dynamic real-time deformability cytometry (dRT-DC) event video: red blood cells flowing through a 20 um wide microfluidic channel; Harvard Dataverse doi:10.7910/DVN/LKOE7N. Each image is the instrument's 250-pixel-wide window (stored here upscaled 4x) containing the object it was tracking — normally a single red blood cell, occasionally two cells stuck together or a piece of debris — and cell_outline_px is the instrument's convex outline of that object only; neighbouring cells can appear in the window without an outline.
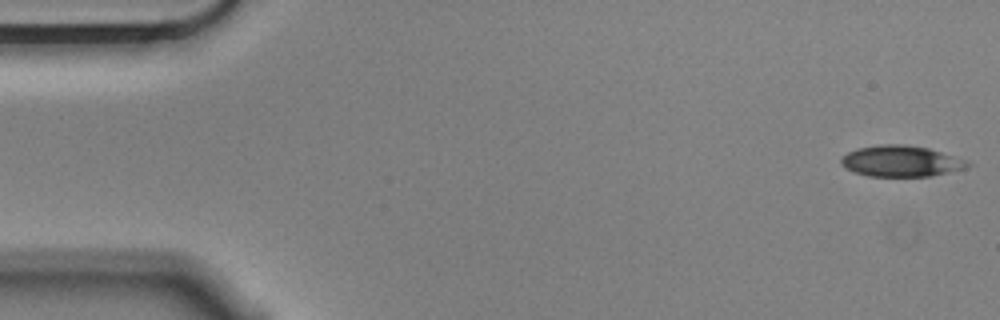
{"species": "Egyptian fruit bat (a non-hibernating species)", "species_latin": "Rousettus aegyptiacus", "temperature_condition": "cold", "stored_images_in_passage": 55, "camera_frame_rate_fps": 3000, "um_per_image_px": 0.085, "animal": {"sex": "male"}, "frame": {"image": 1, "passage_image": 1, "time_ms": 0.0, "image_size_px": [1000, 320], "cell_outline_px": [[972, 164], [964, 168], [932, 176], [868, 176], [844, 168], [840, 164], [840, 160], [848, 152], [856, 148], [884, 144], [904, 144], [928, 148], [968, 160]], "centroid_in_image_um": [76.58, 13.69], "position_along_channel_um": 8.4, "area_um2": 22.83}}
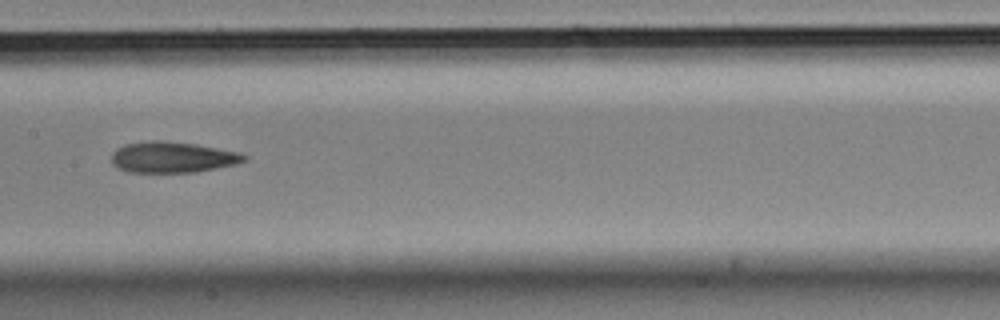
{"frame": {"image": 2, "passage_image": 27, "time_ms": 8.667, "image_size_px": [1000, 320], "cell_outline_px": [[248, 160], [236, 164], [196, 172], [128, 172], [112, 164], [112, 152], [116, 148], [124, 144], [152, 140], [168, 140], [196, 144], [240, 152], [248, 156]], "centroid_in_image_um": [14.68, 13.35], "position_along_channel_um": 192.7, "area_um2": 24.16}}
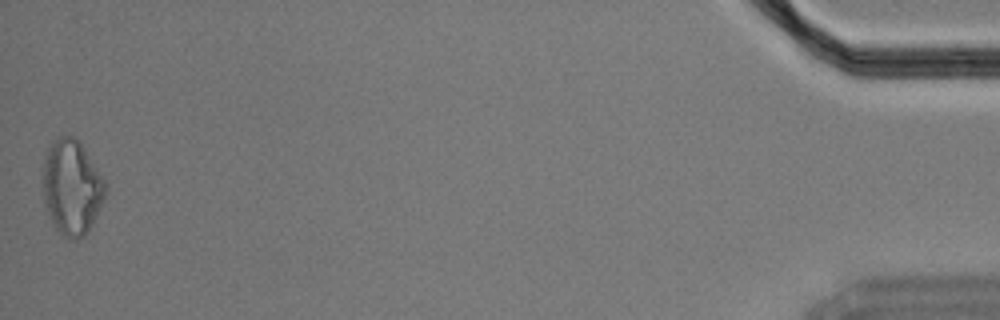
{"frame": {"image": 3, "passage_image": 55, "time_ms": 18.0, "image_size_px": [1000, 320], "cell_outline_px": [[108, 184], [104, 200], [88, 232], [84, 236], [76, 240], [72, 240], [64, 236], [56, 228], [48, 212], [44, 200], [44, 156], [52, 140], [56, 136], [76, 136]], "centroid_in_image_um": [6.13, 15.89], "position_along_channel_um": 429.1, "area_um2": 34.62}, "authors_computed_cell_mechanics": {"area_um2": 23.9292, "velocity_mm_per_s": 3.5691, "shape_relaxation_time_tau1_ms": 9.4627, "shape_relaxation_time_tau2_ms": 10.7567, "deformation_change_tau1": 0.1806, "deformation_change_tau2": 0.247}}